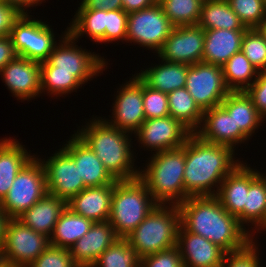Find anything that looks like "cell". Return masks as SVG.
I'll return each mask as SVG.
<instances>
[{"mask_svg":"<svg viewBox=\"0 0 266 267\" xmlns=\"http://www.w3.org/2000/svg\"><path fill=\"white\" fill-rule=\"evenodd\" d=\"M67 31L77 40L82 35H88L96 43H105L106 11L89 10L82 4Z\"/></svg>","mask_w":266,"mask_h":267,"instance_id":"1f68e13d","label":"cell"},{"mask_svg":"<svg viewBox=\"0 0 266 267\" xmlns=\"http://www.w3.org/2000/svg\"><path fill=\"white\" fill-rule=\"evenodd\" d=\"M113 191L114 183L85 188L67 202V207L93 222L108 221Z\"/></svg>","mask_w":266,"mask_h":267,"instance_id":"603a6c76","label":"cell"},{"mask_svg":"<svg viewBox=\"0 0 266 267\" xmlns=\"http://www.w3.org/2000/svg\"><path fill=\"white\" fill-rule=\"evenodd\" d=\"M246 30H204L202 62L223 66L236 52L241 50Z\"/></svg>","mask_w":266,"mask_h":267,"instance_id":"cb8c5ba5","label":"cell"},{"mask_svg":"<svg viewBox=\"0 0 266 267\" xmlns=\"http://www.w3.org/2000/svg\"><path fill=\"white\" fill-rule=\"evenodd\" d=\"M93 223L92 220L74 213L66 206L49 237L50 244L69 249L89 231Z\"/></svg>","mask_w":266,"mask_h":267,"instance_id":"f1b7e54d","label":"cell"},{"mask_svg":"<svg viewBox=\"0 0 266 267\" xmlns=\"http://www.w3.org/2000/svg\"><path fill=\"white\" fill-rule=\"evenodd\" d=\"M235 123V147L250 139L265 121L245 91L230 92L220 104Z\"/></svg>","mask_w":266,"mask_h":267,"instance_id":"44dd1931","label":"cell"},{"mask_svg":"<svg viewBox=\"0 0 266 267\" xmlns=\"http://www.w3.org/2000/svg\"><path fill=\"white\" fill-rule=\"evenodd\" d=\"M0 1L8 5H11L12 7L16 8L22 14V13H28L26 10L27 7L29 8L35 5L38 6L44 0H0Z\"/></svg>","mask_w":266,"mask_h":267,"instance_id":"f907efd6","label":"cell"},{"mask_svg":"<svg viewBox=\"0 0 266 267\" xmlns=\"http://www.w3.org/2000/svg\"><path fill=\"white\" fill-rule=\"evenodd\" d=\"M39 160L44 168L47 192L68 202L86 188L74 159L63 148L46 161Z\"/></svg>","mask_w":266,"mask_h":267,"instance_id":"4fadbf2b","label":"cell"},{"mask_svg":"<svg viewBox=\"0 0 266 267\" xmlns=\"http://www.w3.org/2000/svg\"><path fill=\"white\" fill-rule=\"evenodd\" d=\"M245 92L257 111L266 118V71L259 72L257 79Z\"/></svg>","mask_w":266,"mask_h":267,"instance_id":"f6af8a7d","label":"cell"},{"mask_svg":"<svg viewBox=\"0 0 266 267\" xmlns=\"http://www.w3.org/2000/svg\"><path fill=\"white\" fill-rule=\"evenodd\" d=\"M263 3H264V7H265V10H266V0H262Z\"/></svg>","mask_w":266,"mask_h":267,"instance_id":"6f0895ef","label":"cell"},{"mask_svg":"<svg viewBox=\"0 0 266 267\" xmlns=\"http://www.w3.org/2000/svg\"><path fill=\"white\" fill-rule=\"evenodd\" d=\"M118 238L109 221L94 222L89 231L69 248L70 254L78 267H92Z\"/></svg>","mask_w":266,"mask_h":267,"instance_id":"d6986e66","label":"cell"},{"mask_svg":"<svg viewBox=\"0 0 266 267\" xmlns=\"http://www.w3.org/2000/svg\"><path fill=\"white\" fill-rule=\"evenodd\" d=\"M31 17L28 13L20 14L9 36L17 56L42 63L48 60L57 40L46 22Z\"/></svg>","mask_w":266,"mask_h":267,"instance_id":"ba28073f","label":"cell"},{"mask_svg":"<svg viewBox=\"0 0 266 267\" xmlns=\"http://www.w3.org/2000/svg\"><path fill=\"white\" fill-rule=\"evenodd\" d=\"M16 139L0 140V203L20 170L34 157Z\"/></svg>","mask_w":266,"mask_h":267,"instance_id":"4316f807","label":"cell"},{"mask_svg":"<svg viewBox=\"0 0 266 267\" xmlns=\"http://www.w3.org/2000/svg\"><path fill=\"white\" fill-rule=\"evenodd\" d=\"M178 208L180 224L187 231L201 235L226 253L240 250L254 240L216 196H190Z\"/></svg>","mask_w":266,"mask_h":267,"instance_id":"6da1fadb","label":"cell"},{"mask_svg":"<svg viewBox=\"0 0 266 267\" xmlns=\"http://www.w3.org/2000/svg\"><path fill=\"white\" fill-rule=\"evenodd\" d=\"M257 249L258 247L252 240L246 247L226 253L220 267H261Z\"/></svg>","mask_w":266,"mask_h":267,"instance_id":"b9f144b4","label":"cell"},{"mask_svg":"<svg viewBox=\"0 0 266 267\" xmlns=\"http://www.w3.org/2000/svg\"><path fill=\"white\" fill-rule=\"evenodd\" d=\"M143 105L146 120L170 115L167 94L149 87L144 81Z\"/></svg>","mask_w":266,"mask_h":267,"instance_id":"ab89813d","label":"cell"},{"mask_svg":"<svg viewBox=\"0 0 266 267\" xmlns=\"http://www.w3.org/2000/svg\"><path fill=\"white\" fill-rule=\"evenodd\" d=\"M17 57L10 36H0V70Z\"/></svg>","mask_w":266,"mask_h":267,"instance_id":"7dc6e473","label":"cell"},{"mask_svg":"<svg viewBox=\"0 0 266 267\" xmlns=\"http://www.w3.org/2000/svg\"><path fill=\"white\" fill-rule=\"evenodd\" d=\"M235 159L232 148L192 133L185 143V200L190 196H216L224 178L241 163Z\"/></svg>","mask_w":266,"mask_h":267,"instance_id":"7a4b0ae2","label":"cell"},{"mask_svg":"<svg viewBox=\"0 0 266 267\" xmlns=\"http://www.w3.org/2000/svg\"><path fill=\"white\" fill-rule=\"evenodd\" d=\"M140 267H184L178 246L146 255L141 258Z\"/></svg>","mask_w":266,"mask_h":267,"instance_id":"ee69618b","label":"cell"},{"mask_svg":"<svg viewBox=\"0 0 266 267\" xmlns=\"http://www.w3.org/2000/svg\"><path fill=\"white\" fill-rule=\"evenodd\" d=\"M121 86L113 103V119H104L108 124L129 133H135L146 120L143 105V80L134 75Z\"/></svg>","mask_w":266,"mask_h":267,"instance_id":"5bb4252c","label":"cell"},{"mask_svg":"<svg viewBox=\"0 0 266 267\" xmlns=\"http://www.w3.org/2000/svg\"><path fill=\"white\" fill-rule=\"evenodd\" d=\"M241 51L258 72L266 71V42L255 28L245 31Z\"/></svg>","mask_w":266,"mask_h":267,"instance_id":"74e56055","label":"cell"},{"mask_svg":"<svg viewBox=\"0 0 266 267\" xmlns=\"http://www.w3.org/2000/svg\"><path fill=\"white\" fill-rule=\"evenodd\" d=\"M71 138L62 148L74 159L86 188L105 186L117 181L76 133Z\"/></svg>","mask_w":266,"mask_h":267,"instance_id":"ffe728a7","label":"cell"},{"mask_svg":"<svg viewBox=\"0 0 266 267\" xmlns=\"http://www.w3.org/2000/svg\"><path fill=\"white\" fill-rule=\"evenodd\" d=\"M134 134L139 145L159 152L182 147L192 132L169 115L145 120Z\"/></svg>","mask_w":266,"mask_h":267,"instance_id":"9a60e30c","label":"cell"},{"mask_svg":"<svg viewBox=\"0 0 266 267\" xmlns=\"http://www.w3.org/2000/svg\"><path fill=\"white\" fill-rule=\"evenodd\" d=\"M0 267H14L11 266L9 263H7L6 261L0 259Z\"/></svg>","mask_w":266,"mask_h":267,"instance_id":"db71d44e","label":"cell"},{"mask_svg":"<svg viewBox=\"0 0 266 267\" xmlns=\"http://www.w3.org/2000/svg\"><path fill=\"white\" fill-rule=\"evenodd\" d=\"M28 267H78L68 248L50 245Z\"/></svg>","mask_w":266,"mask_h":267,"instance_id":"60d3db41","label":"cell"},{"mask_svg":"<svg viewBox=\"0 0 266 267\" xmlns=\"http://www.w3.org/2000/svg\"><path fill=\"white\" fill-rule=\"evenodd\" d=\"M155 0H122L123 10L126 13L146 9L155 4Z\"/></svg>","mask_w":266,"mask_h":267,"instance_id":"681fc988","label":"cell"},{"mask_svg":"<svg viewBox=\"0 0 266 267\" xmlns=\"http://www.w3.org/2000/svg\"><path fill=\"white\" fill-rule=\"evenodd\" d=\"M61 39L47 60L54 67V72L71 73L84 85L107 67L104 57L77 47V40L68 31Z\"/></svg>","mask_w":266,"mask_h":267,"instance_id":"9c48e42d","label":"cell"},{"mask_svg":"<svg viewBox=\"0 0 266 267\" xmlns=\"http://www.w3.org/2000/svg\"><path fill=\"white\" fill-rule=\"evenodd\" d=\"M244 27L256 28L266 18L262 0H227Z\"/></svg>","mask_w":266,"mask_h":267,"instance_id":"f35d334b","label":"cell"},{"mask_svg":"<svg viewBox=\"0 0 266 267\" xmlns=\"http://www.w3.org/2000/svg\"><path fill=\"white\" fill-rule=\"evenodd\" d=\"M189 66L162 60L161 64L141 70L137 75L149 87L169 94L176 89L185 87Z\"/></svg>","mask_w":266,"mask_h":267,"instance_id":"83f0119b","label":"cell"},{"mask_svg":"<svg viewBox=\"0 0 266 267\" xmlns=\"http://www.w3.org/2000/svg\"><path fill=\"white\" fill-rule=\"evenodd\" d=\"M0 75L3 76L2 80L8 90L17 99L25 101L40 96L41 68L39 62L17 56L0 70Z\"/></svg>","mask_w":266,"mask_h":267,"instance_id":"e0dca14e","label":"cell"},{"mask_svg":"<svg viewBox=\"0 0 266 267\" xmlns=\"http://www.w3.org/2000/svg\"><path fill=\"white\" fill-rule=\"evenodd\" d=\"M179 227L178 205L157 204L126 239L142 258L176 246Z\"/></svg>","mask_w":266,"mask_h":267,"instance_id":"8992f818","label":"cell"},{"mask_svg":"<svg viewBox=\"0 0 266 267\" xmlns=\"http://www.w3.org/2000/svg\"><path fill=\"white\" fill-rule=\"evenodd\" d=\"M222 72L230 92L246 91L259 74L241 50L222 66Z\"/></svg>","mask_w":266,"mask_h":267,"instance_id":"836d02e7","label":"cell"},{"mask_svg":"<svg viewBox=\"0 0 266 267\" xmlns=\"http://www.w3.org/2000/svg\"><path fill=\"white\" fill-rule=\"evenodd\" d=\"M10 218L4 213V210L0 204V251L3 248L4 239H5V228L6 224Z\"/></svg>","mask_w":266,"mask_h":267,"instance_id":"816d5d0a","label":"cell"},{"mask_svg":"<svg viewBox=\"0 0 266 267\" xmlns=\"http://www.w3.org/2000/svg\"><path fill=\"white\" fill-rule=\"evenodd\" d=\"M41 93H50L52 96L70 94L78 89L82 83L71 73L54 72V67L48 62L40 63Z\"/></svg>","mask_w":266,"mask_h":267,"instance_id":"d590c367","label":"cell"},{"mask_svg":"<svg viewBox=\"0 0 266 267\" xmlns=\"http://www.w3.org/2000/svg\"><path fill=\"white\" fill-rule=\"evenodd\" d=\"M266 42V18L263 19L259 25L255 28Z\"/></svg>","mask_w":266,"mask_h":267,"instance_id":"f5cc1de1","label":"cell"},{"mask_svg":"<svg viewBox=\"0 0 266 267\" xmlns=\"http://www.w3.org/2000/svg\"><path fill=\"white\" fill-rule=\"evenodd\" d=\"M197 26L207 29L247 30L227 0H209L201 6Z\"/></svg>","mask_w":266,"mask_h":267,"instance_id":"f546056e","label":"cell"},{"mask_svg":"<svg viewBox=\"0 0 266 267\" xmlns=\"http://www.w3.org/2000/svg\"><path fill=\"white\" fill-rule=\"evenodd\" d=\"M244 164L241 162L224 178L216 194L222 207L237 217L243 226H245L244 204H246V194L250 186V167Z\"/></svg>","mask_w":266,"mask_h":267,"instance_id":"7402d4cb","label":"cell"},{"mask_svg":"<svg viewBox=\"0 0 266 267\" xmlns=\"http://www.w3.org/2000/svg\"><path fill=\"white\" fill-rule=\"evenodd\" d=\"M20 14L16 8L0 1V36L10 34L13 23Z\"/></svg>","mask_w":266,"mask_h":267,"instance_id":"bcb514c9","label":"cell"},{"mask_svg":"<svg viewBox=\"0 0 266 267\" xmlns=\"http://www.w3.org/2000/svg\"><path fill=\"white\" fill-rule=\"evenodd\" d=\"M195 134L204 141L236 149L235 123L221 105L203 111L202 123Z\"/></svg>","mask_w":266,"mask_h":267,"instance_id":"484cf974","label":"cell"},{"mask_svg":"<svg viewBox=\"0 0 266 267\" xmlns=\"http://www.w3.org/2000/svg\"><path fill=\"white\" fill-rule=\"evenodd\" d=\"M128 13L123 9L106 11L105 42L126 41Z\"/></svg>","mask_w":266,"mask_h":267,"instance_id":"7bdbcfd3","label":"cell"},{"mask_svg":"<svg viewBox=\"0 0 266 267\" xmlns=\"http://www.w3.org/2000/svg\"><path fill=\"white\" fill-rule=\"evenodd\" d=\"M100 118L92 119L76 134L116 180L138 178L140 168L133 167L135 159L131 150V133L113 127Z\"/></svg>","mask_w":266,"mask_h":267,"instance_id":"3957f363","label":"cell"},{"mask_svg":"<svg viewBox=\"0 0 266 267\" xmlns=\"http://www.w3.org/2000/svg\"><path fill=\"white\" fill-rule=\"evenodd\" d=\"M177 246L184 267H220L226 252L211 241L187 231L181 224Z\"/></svg>","mask_w":266,"mask_h":267,"instance_id":"ac0fdd59","label":"cell"},{"mask_svg":"<svg viewBox=\"0 0 266 267\" xmlns=\"http://www.w3.org/2000/svg\"><path fill=\"white\" fill-rule=\"evenodd\" d=\"M155 206L157 203L139 177L117 180L114 183L108 221L119 238H126Z\"/></svg>","mask_w":266,"mask_h":267,"instance_id":"5b68a950","label":"cell"},{"mask_svg":"<svg viewBox=\"0 0 266 267\" xmlns=\"http://www.w3.org/2000/svg\"><path fill=\"white\" fill-rule=\"evenodd\" d=\"M255 225L259 231L266 223V180L250 168V186L244 204V224Z\"/></svg>","mask_w":266,"mask_h":267,"instance_id":"4dcf8cb0","label":"cell"},{"mask_svg":"<svg viewBox=\"0 0 266 267\" xmlns=\"http://www.w3.org/2000/svg\"><path fill=\"white\" fill-rule=\"evenodd\" d=\"M174 26L160 4L128 13L126 42L160 51Z\"/></svg>","mask_w":266,"mask_h":267,"instance_id":"8fae6325","label":"cell"},{"mask_svg":"<svg viewBox=\"0 0 266 267\" xmlns=\"http://www.w3.org/2000/svg\"><path fill=\"white\" fill-rule=\"evenodd\" d=\"M164 0H155L156 3L160 4Z\"/></svg>","mask_w":266,"mask_h":267,"instance_id":"9f6ffc18","label":"cell"},{"mask_svg":"<svg viewBox=\"0 0 266 267\" xmlns=\"http://www.w3.org/2000/svg\"><path fill=\"white\" fill-rule=\"evenodd\" d=\"M202 3L200 0H164L160 5L172 25L177 27L197 25Z\"/></svg>","mask_w":266,"mask_h":267,"instance_id":"8d00e7d4","label":"cell"},{"mask_svg":"<svg viewBox=\"0 0 266 267\" xmlns=\"http://www.w3.org/2000/svg\"><path fill=\"white\" fill-rule=\"evenodd\" d=\"M139 178L157 204L179 205L185 201V144L176 149L153 153Z\"/></svg>","mask_w":266,"mask_h":267,"instance_id":"277c9868","label":"cell"},{"mask_svg":"<svg viewBox=\"0 0 266 267\" xmlns=\"http://www.w3.org/2000/svg\"><path fill=\"white\" fill-rule=\"evenodd\" d=\"M89 10H118L122 9V0H82L81 3Z\"/></svg>","mask_w":266,"mask_h":267,"instance_id":"c3c4849f","label":"cell"},{"mask_svg":"<svg viewBox=\"0 0 266 267\" xmlns=\"http://www.w3.org/2000/svg\"><path fill=\"white\" fill-rule=\"evenodd\" d=\"M67 202L47 192L30 209L24 211L17 219L35 232L51 236Z\"/></svg>","mask_w":266,"mask_h":267,"instance_id":"d4e9b609","label":"cell"},{"mask_svg":"<svg viewBox=\"0 0 266 267\" xmlns=\"http://www.w3.org/2000/svg\"><path fill=\"white\" fill-rule=\"evenodd\" d=\"M141 258L126 238H118L92 267H140Z\"/></svg>","mask_w":266,"mask_h":267,"instance_id":"e575fe53","label":"cell"},{"mask_svg":"<svg viewBox=\"0 0 266 267\" xmlns=\"http://www.w3.org/2000/svg\"><path fill=\"white\" fill-rule=\"evenodd\" d=\"M204 38V29L197 25L174 27L157 53L158 57L187 65L202 62Z\"/></svg>","mask_w":266,"mask_h":267,"instance_id":"2e32d148","label":"cell"},{"mask_svg":"<svg viewBox=\"0 0 266 267\" xmlns=\"http://www.w3.org/2000/svg\"><path fill=\"white\" fill-rule=\"evenodd\" d=\"M260 175L266 180V175L264 176V174H262V173ZM262 229L263 230L264 229L266 230V223H265V225L260 230H262Z\"/></svg>","mask_w":266,"mask_h":267,"instance_id":"11a10c76","label":"cell"},{"mask_svg":"<svg viewBox=\"0 0 266 267\" xmlns=\"http://www.w3.org/2000/svg\"><path fill=\"white\" fill-rule=\"evenodd\" d=\"M185 88L202 111L219 106L230 93L222 67L204 62L189 66Z\"/></svg>","mask_w":266,"mask_h":267,"instance_id":"7c38bea8","label":"cell"},{"mask_svg":"<svg viewBox=\"0 0 266 267\" xmlns=\"http://www.w3.org/2000/svg\"><path fill=\"white\" fill-rule=\"evenodd\" d=\"M167 96L170 116L195 133L202 123L203 111L195 103L187 89L185 87L176 89Z\"/></svg>","mask_w":266,"mask_h":267,"instance_id":"d6a6232c","label":"cell"},{"mask_svg":"<svg viewBox=\"0 0 266 267\" xmlns=\"http://www.w3.org/2000/svg\"><path fill=\"white\" fill-rule=\"evenodd\" d=\"M47 193L45 172L33 157L16 175L8 194L0 203L9 218H17Z\"/></svg>","mask_w":266,"mask_h":267,"instance_id":"52a82bcc","label":"cell"},{"mask_svg":"<svg viewBox=\"0 0 266 267\" xmlns=\"http://www.w3.org/2000/svg\"><path fill=\"white\" fill-rule=\"evenodd\" d=\"M50 245L48 236L35 232L17 218H10L0 259L14 267H28Z\"/></svg>","mask_w":266,"mask_h":267,"instance_id":"30bf717a","label":"cell"}]
</instances>
